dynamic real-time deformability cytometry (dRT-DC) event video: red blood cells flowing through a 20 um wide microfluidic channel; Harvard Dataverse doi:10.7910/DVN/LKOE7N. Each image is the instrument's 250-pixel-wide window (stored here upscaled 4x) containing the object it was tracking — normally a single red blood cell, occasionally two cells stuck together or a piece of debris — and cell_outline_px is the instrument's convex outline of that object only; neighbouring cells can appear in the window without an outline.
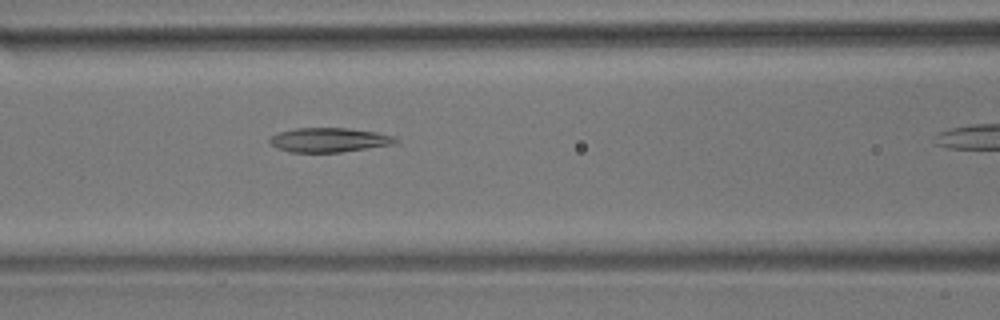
{"species": "common noctule bat (a hibernating species)", "species_latin": "Nyctalus noctula", "temperature_condition": "room temperature", "stored_images_in_passage": 26, "camera_frame_rate_fps": 3000, "um_per_image_px": 0.085, "animal": {"sex": "male", "body_mass_g": 17.9}, "frame": {"image": 1, "passage_image": 12, "time_ms": 3.667, "image_size_px": [1000, 320], "cell_outline_px": [[400, 140], [392, 144], [368, 148], [340, 152], [288, 152], [276, 148], [268, 144], [268, 140], [272, 136], [280, 132], [296, 128], [348, 128], [376, 132], [396, 136]], "centroid_in_image_um": [27.95, 11.9], "position_along_channel_um": 138.6, "area_um2": 17.92}}
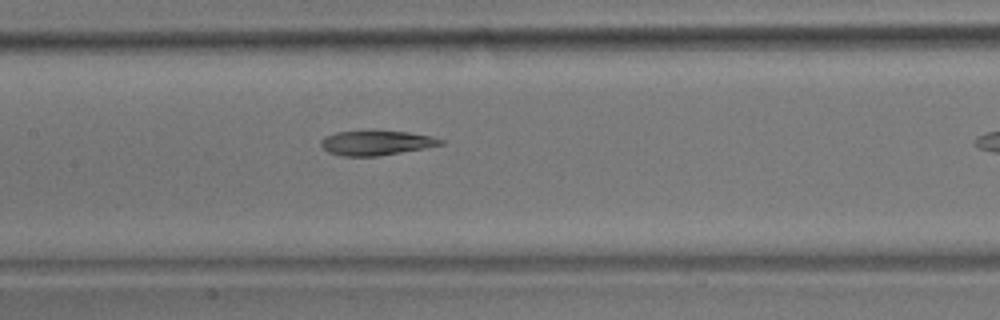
{"frame": {"image": 2, "passage_image": 15, "time_ms": 4.667, "image_size_px": [1000, 320], "cell_outline_px": [[444, 144], [424, 148], [376, 156], [340, 156], [328, 152], [320, 144], [320, 140], [324, 136], [336, 132], [408, 132], [428, 136], [444, 140]], "centroid_in_image_um": [31.93, 12.16], "position_along_channel_um": 175.5, "area_um2": 16.7}}